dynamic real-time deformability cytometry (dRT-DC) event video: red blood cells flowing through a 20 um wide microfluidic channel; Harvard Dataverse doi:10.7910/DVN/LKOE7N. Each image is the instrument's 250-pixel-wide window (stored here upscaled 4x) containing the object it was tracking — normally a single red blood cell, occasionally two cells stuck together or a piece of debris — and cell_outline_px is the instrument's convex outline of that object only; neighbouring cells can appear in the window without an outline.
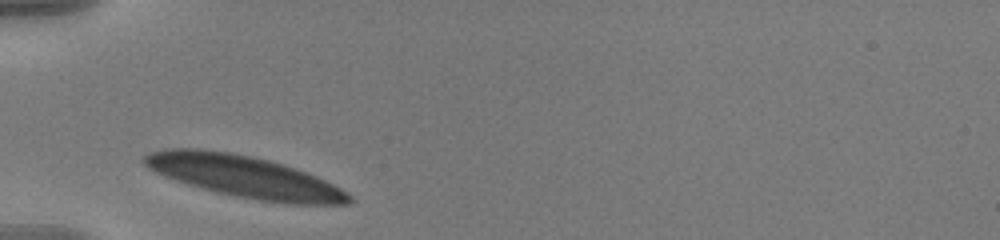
{"species": "human", "species_latin": "Homo sapiens", "temperature_condition": "warm", "stored_images_in_passage": 30, "camera_frame_rate_fps": 3000, "um_per_image_px": 0.085, "donor": {"sex": "male"}, "frame": {"image": 1, "passage_image": 1, "time_ms": 0.0, "image_size_px": [1000, 240], "cell_outline_px": [[356, 200], [352, 204], [284, 204], [236, 196], [216, 192], [188, 184], [176, 180], [156, 172], [148, 168], [140, 160], [148, 152], [164, 148], [200, 148], [232, 152], [252, 156], [284, 164], [316, 176], [348, 192]], "centroid_in_image_um": [20.77, 15.0], "position_along_channel_um": 64.2, "area_um2": 50.05}}
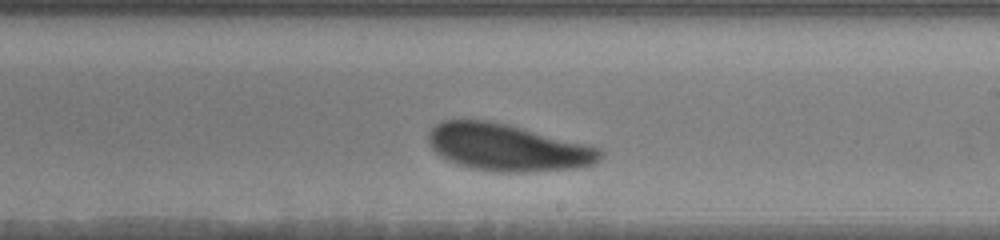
{"frame": {"image": 2, "passage_image": 17, "time_ms": 5.333, "image_size_px": [1000, 240], "cell_outline_px": [[604, 152], [600, 160], [596, 164], [572, 168], [532, 172], [492, 172], [468, 168], [444, 160], [428, 144], [428, 132], [440, 120], [488, 120], [508, 124], [588, 144], [600, 148]], "centroid_in_image_um": [43.13, 12.54], "position_along_channel_um": 245.9, "area_um2": 47.69}}
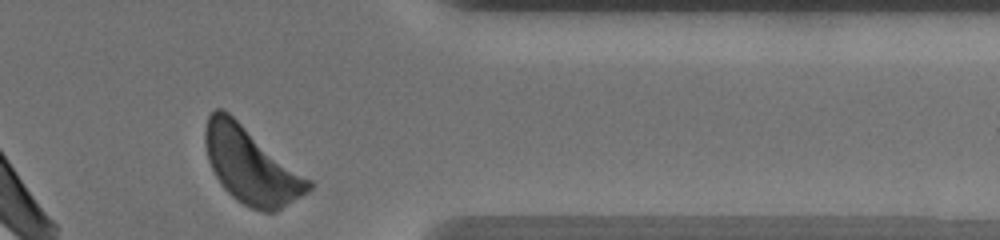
{"frame": {"image": 3, "passage_image": 30, "time_ms": 9.667, "image_size_px": [1000, 240], "cell_outline_px": [[316, 184], [308, 192], [276, 212], [264, 212], [252, 208], [236, 200], [224, 188], [216, 176], [208, 160], [204, 140], [204, 128], [208, 116], [216, 108], [220, 108], [228, 112], [312, 180]], "centroid_in_image_um": [21.35, 14.07], "position_along_channel_um": 390.0, "area_um2": 45.78}, "authors_computed_cell_mechanics": {"area_um2": 47.6272, "velocity_mm_per_s": 3.5237, "shape_relaxation_time_tau1_ms": 1.9074, "shape_relaxation_time_tau2_ms": 1.7075, "deformation_change_tau1": 0.0963, "deformation_change_tau2": 0.0843}}